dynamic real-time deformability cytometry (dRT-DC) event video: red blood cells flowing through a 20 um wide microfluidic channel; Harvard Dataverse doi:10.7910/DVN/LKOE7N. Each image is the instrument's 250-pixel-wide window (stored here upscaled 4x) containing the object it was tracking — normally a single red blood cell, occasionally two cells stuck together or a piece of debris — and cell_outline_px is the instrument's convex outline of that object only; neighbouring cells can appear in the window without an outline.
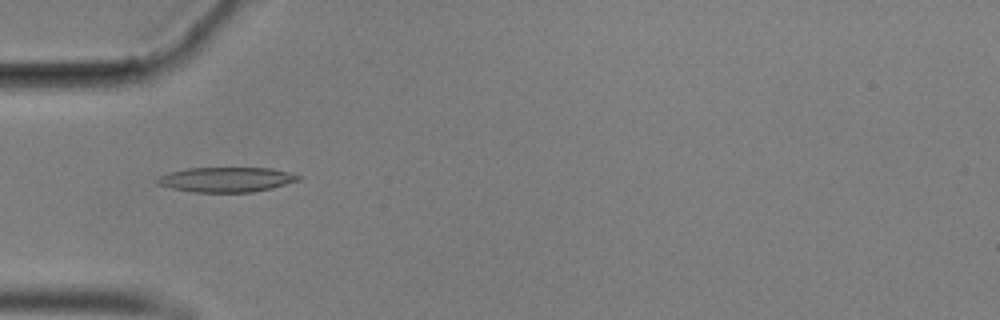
{"species": "common noctule bat (a hibernating species)", "species_latin": "Nyctalus noctula", "temperature_condition": "cold", "stored_images_in_passage": 52, "camera_frame_rate_fps": 3000, "um_per_image_px": 0.085, "animal": {"sex": "male", "body_mass_g": 17.9}, "frame": {"image": 1, "passage_image": 13, "time_ms": 4.0, "image_size_px": [1000, 320], "cell_outline_px": [[304, 176], [300, 180], [272, 188], [252, 192], [196, 192], [172, 188], [156, 184], [156, 180], [160, 176], [168, 172], [188, 168], [272, 168]], "centroid_in_image_um": [19.26, 15.26], "position_along_channel_um": 65.7, "area_um2": 20.46}}
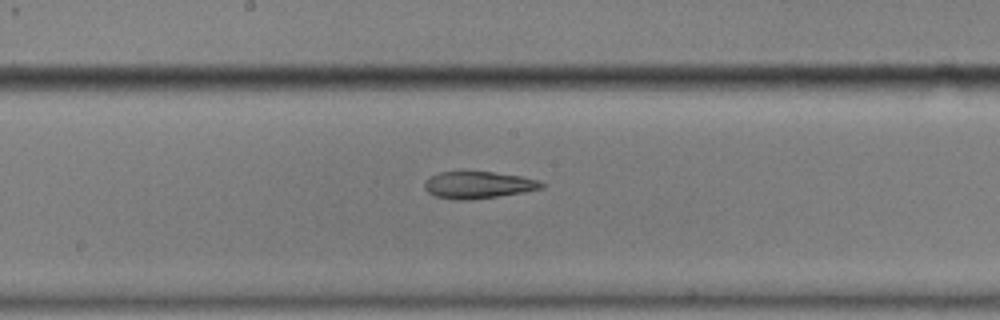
{"frame": {"image": 2, "passage_image": 25, "time_ms": 8.0, "image_size_px": [1000, 320], "cell_outline_px": [[544, 188], [524, 192], [472, 200], [456, 200], [436, 196], [428, 192], [424, 188], [424, 180], [440, 172], [492, 172], [520, 176], [536, 180], [544, 184]], "centroid_in_image_um": [40.63, 15.73], "position_along_channel_um": 207.6, "area_um2": 18.26}}
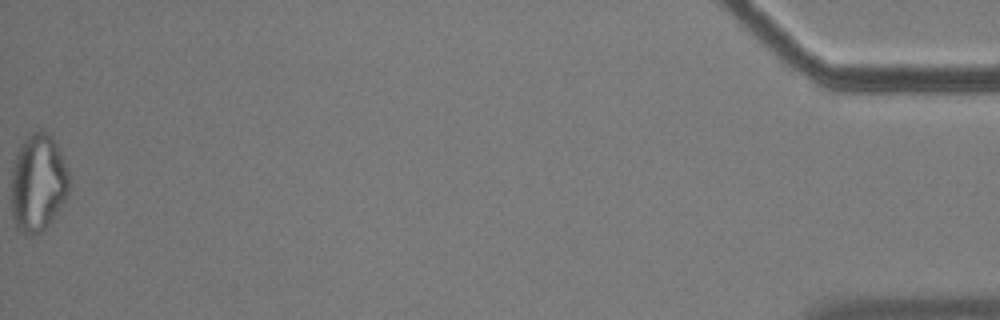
{"frame": {"image": 3, "passage_image": 52, "time_ms": 17.0, "image_size_px": [1000, 320], "cell_outline_px": [[72, 184], [68, 196], [44, 232], [32, 236], [20, 232], [16, 228], [12, 220], [12, 160], [20, 144], [32, 132], [40, 128], [52, 136], [64, 160]], "centroid_in_image_um": [3.24, 15.57], "position_along_channel_um": 432.0, "area_um2": 33.81}, "authors_computed_cell_mechanics": {"area_um2": 19.941, "velocity_mm_per_s": 3.5501, "shape_relaxation_time_tau1_ms": null, "shape_relaxation_time_tau2_ms": 4.1585, "deformation_change_tau1": null, "deformation_change_tau2": 0.1393}}